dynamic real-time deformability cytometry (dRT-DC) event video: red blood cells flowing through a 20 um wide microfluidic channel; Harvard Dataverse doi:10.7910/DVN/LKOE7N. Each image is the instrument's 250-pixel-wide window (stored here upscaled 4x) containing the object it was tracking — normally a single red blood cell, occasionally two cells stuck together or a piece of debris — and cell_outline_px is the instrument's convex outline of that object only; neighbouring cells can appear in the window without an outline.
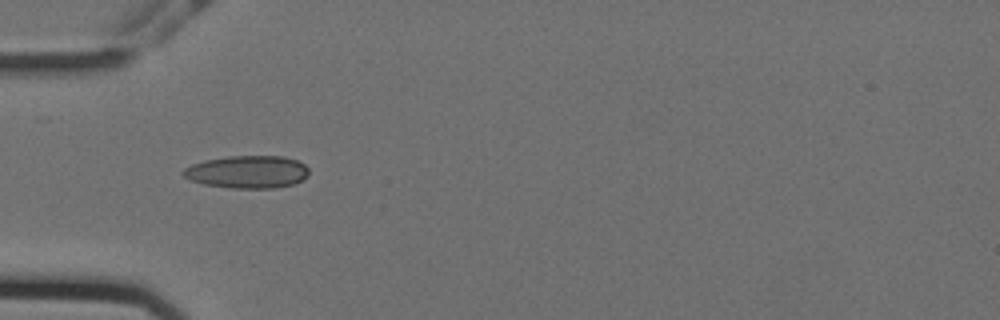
{"species": "Egyptian fruit bat (a non-hibernating species)", "species_latin": "Rousettus aegyptiacus", "temperature_condition": "cold", "stored_images_in_passage": 40, "camera_frame_rate_fps": 3000, "um_per_image_px": 0.085, "animal": {"sex": "female"}, "frame": {"image": 1, "passage_image": 1, "time_ms": 0.0, "image_size_px": [1000, 320], "cell_outline_px": [[308, 176], [304, 180], [292, 184], [276, 188], [232, 188], [204, 184], [192, 180], [184, 176], [180, 172], [184, 168], [192, 164], [204, 160], [228, 156], [284, 156], [296, 160], [304, 164], [308, 168]], "centroid_in_image_um": [21.04, 14.61], "position_along_channel_um": 64.0, "area_um2": 23.99}}
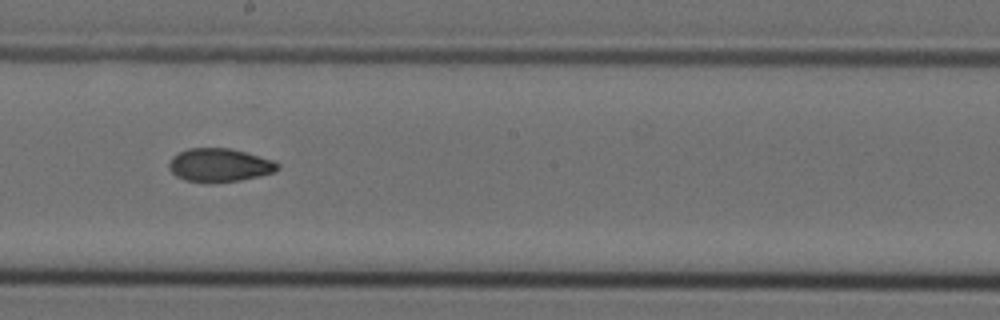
{"frame": {"image": 2, "passage_image": 15, "time_ms": 4.667, "image_size_px": [1000, 320], "cell_outline_px": [[280, 168], [272, 172], [260, 176], [240, 180], [184, 180], [176, 176], [168, 168], [168, 164], [172, 156], [188, 148], [228, 148], [244, 152], [272, 160], [280, 164]], "centroid_in_image_um": [18.64, 14.0], "position_along_channel_um": 229.6, "area_um2": 20.46}}
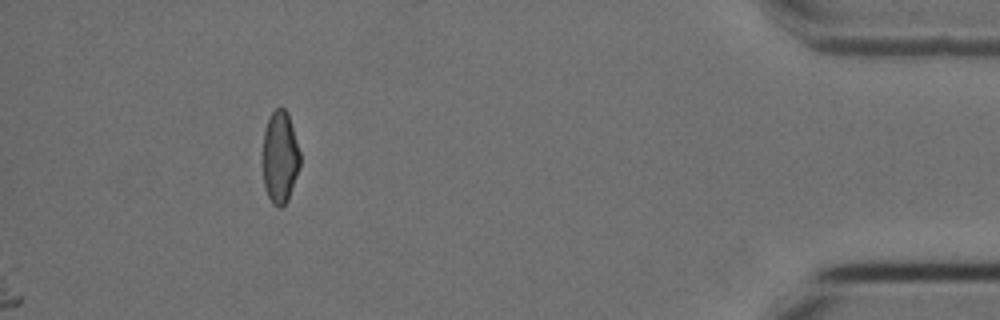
{"frame": {"image": 3, "passage_image": 35, "time_ms": 11.333, "image_size_px": [1000, 320], "cell_outline_px": [[300, 168], [288, 200], [280, 208], [276, 208], [272, 204], [264, 188], [260, 160], [264, 132], [268, 120], [272, 112], [276, 108], [284, 108], [288, 112], [300, 152]], "centroid_in_image_um": [23.76, 13.4], "position_along_channel_um": 411.4, "area_um2": 20.81}, "authors_computed_cell_mechanics": {"area_um2": 20.9814, "velocity_mm_per_s": 3.572, "shape_relaxation_time_tau1_ms": 7.1742, "shape_relaxation_time_tau2_ms": 3.2332, "deformation_change_tau1": 0.17, "deformation_change_tau2": 0.0728}}